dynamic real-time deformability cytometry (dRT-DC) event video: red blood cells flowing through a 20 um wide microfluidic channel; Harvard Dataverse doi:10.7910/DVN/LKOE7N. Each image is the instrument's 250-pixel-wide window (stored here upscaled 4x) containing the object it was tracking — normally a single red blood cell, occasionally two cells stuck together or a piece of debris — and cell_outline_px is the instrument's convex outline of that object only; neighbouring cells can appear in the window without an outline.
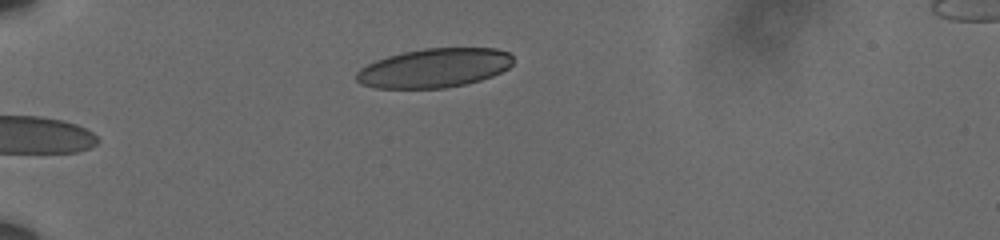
{"species": "human", "species_latin": "Homo sapiens", "temperature_condition": "cold", "stored_images_in_passage": 32, "camera_frame_rate_fps": 3000, "um_per_image_px": 0.085, "donor": {"sex": "male"}, "frame": {"image": 1, "passage_image": 1, "time_ms": 0.0, "image_size_px": [1000, 240], "cell_outline_px": [[512, 64], [508, 68], [492, 76], [480, 80], [464, 84], [444, 88], [376, 88], [360, 84], [356, 80], [356, 72], [360, 68], [376, 60], [388, 56], [404, 52], [424, 48], [496, 48], [508, 52], [512, 56]], "centroid_in_image_um": [36.9, 5.78], "position_along_channel_um": 48.1, "area_um2": 35.66}}
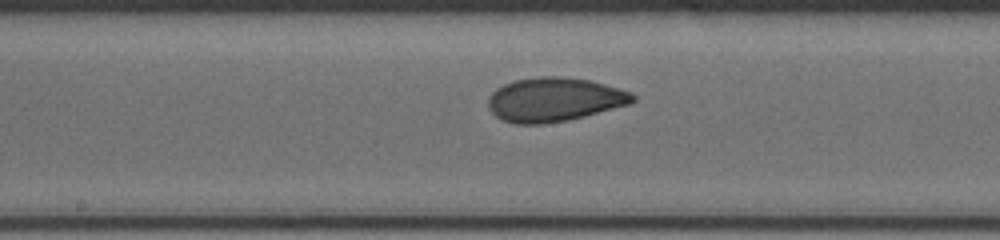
{"frame": {"image": 2, "passage_image": 17, "time_ms": 5.333, "image_size_px": [1000, 240], "cell_outline_px": [[636, 100], [628, 104], [584, 116], [568, 120], [544, 124], [516, 124], [504, 120], [496, 116], [488, 108], [488, 100], [492, 92], [496, 88], [512, 80], [540, 76], [560, 76], [592, 80], [632, 92], [636, 96]], "centroid_in_image_um": [47.11, 8.45], "position_along_channel_um": 201.1, "area_um2": 37.17}}
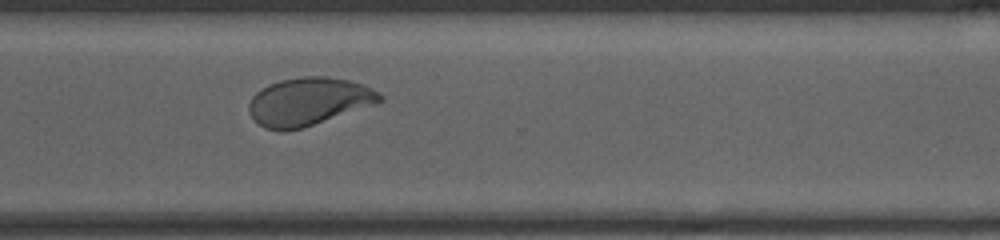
{"frame": {"image": 3, "passage_image": 29, "time_ms": 9.333, "image_size_px": [1000, 240], "cell_outline_px": [[384, 96], [376, 104], [300, 128], [264, 128], [252, 116], [248, 108], [248, 104], [252, 96], [260, 88], [268, 84], [280, 80], [304, 76], [324, 76], [348, 80], [372, 88], [380, 92]], "centroid_in_image_um": [26.24, 8.58], "position_along_channel_um": 344.4, "area_um2": 35.78}, "authors_computed_cell_mechanics": {"area_um2": 36.5296, "velocity_mm_per_s": 3.5925, "shape_relaxation_time_tau1_ms": 6.4061, "shape_relaxation_time_tau2_ms": 1.1403, "deformation_change_tau1": 0.1691, "deformation_change_tau2": 0.0515}}